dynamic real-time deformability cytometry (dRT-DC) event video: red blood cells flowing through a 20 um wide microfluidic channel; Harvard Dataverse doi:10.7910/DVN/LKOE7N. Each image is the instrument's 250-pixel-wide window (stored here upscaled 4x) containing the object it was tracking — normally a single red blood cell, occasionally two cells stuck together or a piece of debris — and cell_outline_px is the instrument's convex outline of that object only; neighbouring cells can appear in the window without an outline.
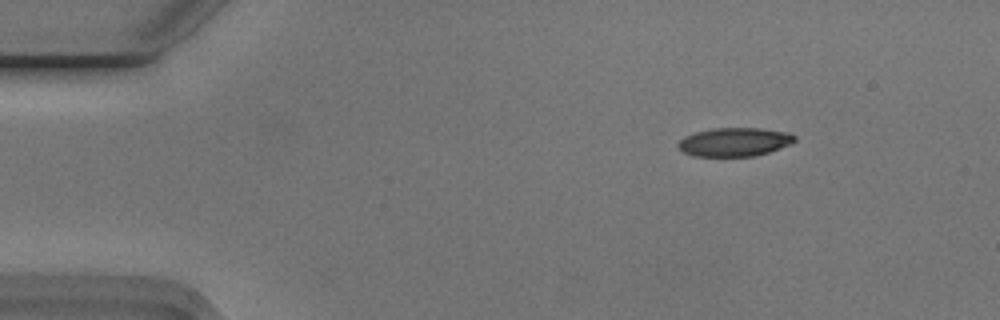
{"species": "Egyptian fruit bat (a non-hibernating species)", "species_latin": "Rousettus aegyptiacus", "temperature_condition": "cold", "stored_images_in_passage": 48, "camera_frame_rate_fps": 3000, "um_per_image_px": 0.085, "animal": {"sex": "male"}, "frame": {"image": 1, "passage_image": 1, "time_ms": 0.0, "image_size_px": [1000, 320], "cell_outline_px": [[796, 140], [792, 144], [756, 156], [692, 156], [684, 152], [676, 144], [684, 136], [696, 132], [712, 128], [760, 128], [788, 132], [796, 136]], "centroid_in_image_um": [62.45, 12.06], "position_along_channel_um": 22.6, "area_um2": 19.54}}
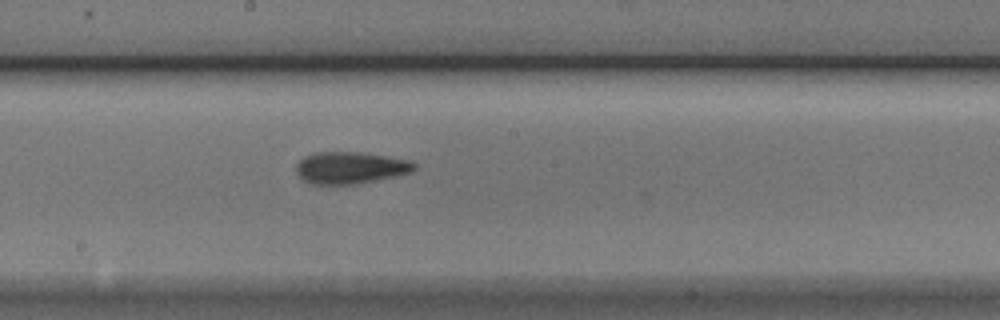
{"frame": {"image": 2, "passage_image": 23, "time_ms": 7.333, "image_size_px": [1000, 320], "cell_outline_px": [[416, 168], [412, 172], [396, 176], [356, 184], [312, 184], [300, 180], [296, 172], [296, 164], [304, 156], [312, 152], [360, 152], [388, 156], [408, 160], [416, 164]], "centroid_in_image_um": [29.74, 14.26], "position_along_channel_um": 218.5, "area_um2": 22.2}}
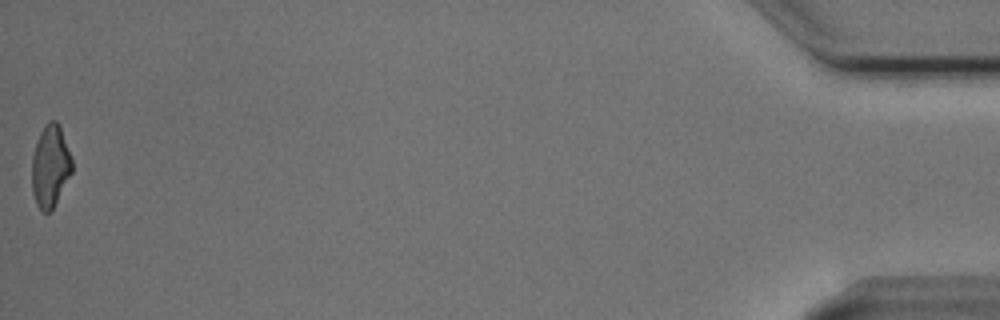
{"frame": {"image": 3, "passage_image": 48, "time_ms": 15.667, "image_size_px": [1000, 320], "cell_outline_px": [[72, 172], [52, 208], [48, 212], [44, 212], [36, 204], [32, 192], [32, 156], [40, 132], [44, 124], [48, 120], [56, 120], [60, 128], [72, 156]], "centroid_in_image_um": [4.27, 14.09], "position_along_channel_um": 430.9, "area_um2": 19.02}, "authors_computed_cell_mechanics": {"area_um2": 20.519, "velocity_mm_per_s": 3.7567, "shape_relaxation_time_tau1_ms": 2.8921, "shape_relaxation_time_tau2_ms": 2.7358, "deformation_change_tau1": 0.1535, "deformation_change_tau2": 0.1279}}